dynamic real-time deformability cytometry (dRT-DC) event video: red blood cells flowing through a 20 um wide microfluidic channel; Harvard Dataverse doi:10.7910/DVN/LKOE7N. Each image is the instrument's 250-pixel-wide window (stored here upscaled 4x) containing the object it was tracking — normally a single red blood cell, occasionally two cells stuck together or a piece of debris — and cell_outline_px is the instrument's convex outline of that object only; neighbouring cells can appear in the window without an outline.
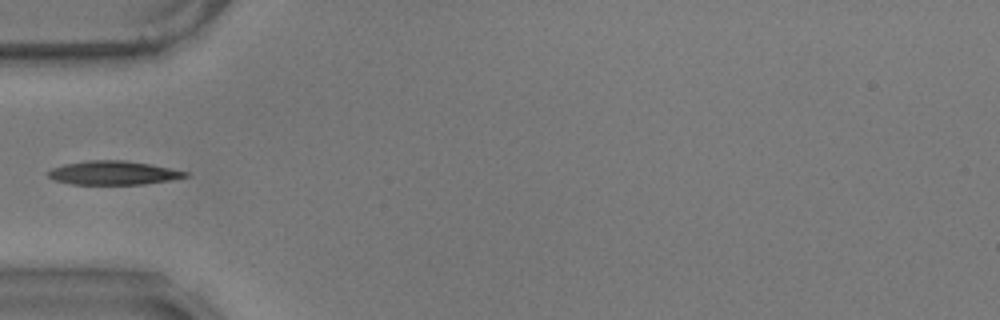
{"species": "common noctule bat (a hibernating species)", "species_latin": "Nyctalus noctula", "temperature_condition": "warm", "stored_images_in_passage": 32, "camera_frame_rate_fps": 3000, "um_per_image_px": 0.085, "animal": {"sex": "male", "body_mass_g": 17.9}, "frame": {"image": 1, "passage_image": 1, "time_ms": 0.0, "image_size_px": [1000, 320], "cell_outline_px": [[188, 176], [168, 180], [144, 184], [72, 184], [56, 180], [48, 176], [48, 172], [52, 168], [64, 164], [88, 160], [124, 160], [148, 164], [188, 172]], "centroid_in_image_um": [9.6, 14.69], "position_along_channel_um": 75.4, "area_um2": 18.67}}
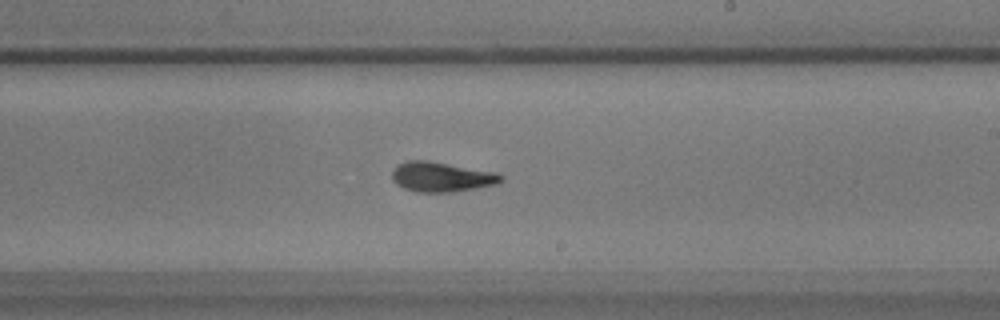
{"frame": {"image": 2, "passage_image": 16, "time_ms": 5.0, "image_size_px": [1000, 320], "cell_outline_px": [[504, 180], [496, 184], [476, 188], [452, 192], [416, 192], [404, 188], [396, 184], [392, 180], [392, 172], [400, 164], [408, 160], [428, 160], [496, 172], [504, 176]], "centroid_in_image_um": [37.55, 15.04], "position_along_channel_um": 251.5, "area_um2": 18.96}}
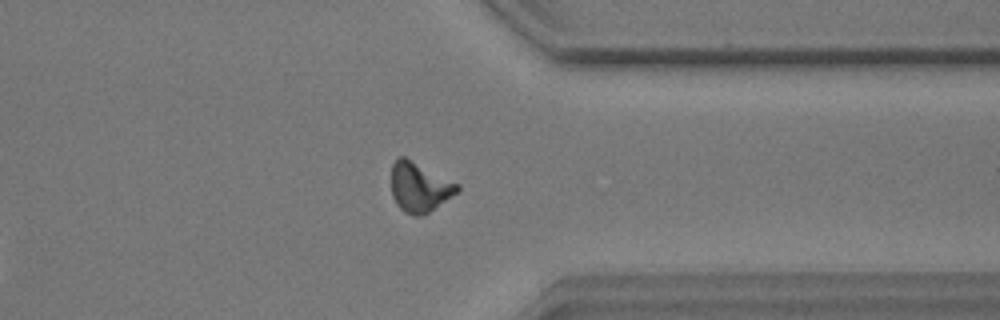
{"frame": {"image": 3, "passage_image": 27, "time_ms": 8.667, "image_size_px": [1000, 320], "cell_outline_px": [[460, 188], [456, 192], [428, 212], [420, 216], [412, 216], [404, 212], [396, 204], [392, 196], [392, 164], [400, 156], [404, 156], [460, 184]], "centroid_in_image_um": [35.63, 15.9], "position_along_channel_um": 375.8, "area_um2": 18.84}}